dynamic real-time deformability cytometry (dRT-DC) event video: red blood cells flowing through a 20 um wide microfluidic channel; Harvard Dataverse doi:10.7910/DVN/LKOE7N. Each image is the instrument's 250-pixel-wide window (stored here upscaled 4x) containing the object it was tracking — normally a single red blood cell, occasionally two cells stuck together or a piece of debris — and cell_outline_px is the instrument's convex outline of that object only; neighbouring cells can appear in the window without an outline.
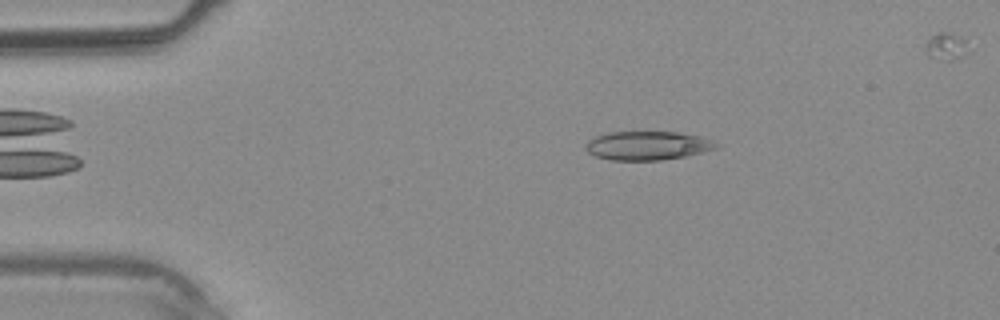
{"species": "common noctule bat (a hibernating species)", "species_latin": "Nyctalus noctula", "temperature_condition": "warm", "stored_images_in_passage": 27, "camera_frame_rate_fps": 3000, "um_per_image_px": 0.085, "animal": {"sex": "male", "body_mass_g": 20.4}, "frame": {"image": 1, "passage_image": 1, "time_ms": 0.0, "image_size_px": [1000, 320], "cell_outline_px": [[720, 144], [716, 148], [684, 156], [660, 160], [612, 160], [596, 156], [588, 152], [584, 148], [584, 144], [588, 140], [596, 136], [608, 132], [676, 132], [700, 136], [712, 140]], "centroid_in_image_um": [55.0, 12.37], "position_along_channel_um": 30.0, "area_um2": 21.79}}
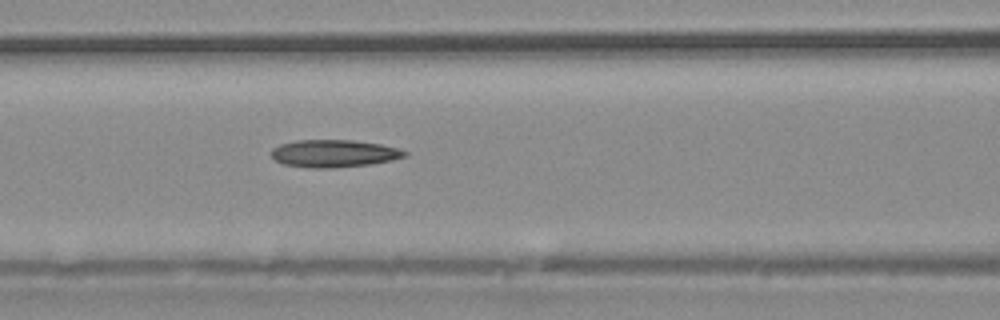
{"frame": {"image": 2, "passage_image": 10, "time_ms": 3.0, "image_size_px": [1000, 320], "cell_outline_px": [[408, 156], [392, 160], [368, 164], [332, 168], [308, 168], [284, 164], [276, 160], [272, 156], [272, 148], [280, 144], [296, 140], [352, 140], [380, 144], [396, 148], [408, 152]], "centroid_in_image_um": [28.38, 13.04], "position_along_channel_um": 138.2, "area_um2": 21.27}}
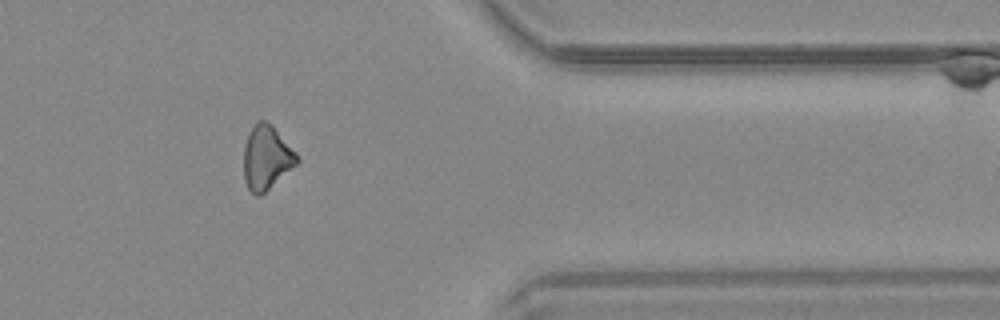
{"frame": {"image": 3, "passage_image": 25, "time_ms": 8.0, "image_size_px": [1000, 320], "cell_outline_px": [[300, 160], [296, 164], [260, 196], [256, 196], [248, 188], [244, 180], [244, 144], [256, 120], [264, 120], [272, 124], [300, 156]], "centroid_in_image_um": [22.66, 13.37], "position_along_channel_um": 388.7, "area_um2": 19.83}}